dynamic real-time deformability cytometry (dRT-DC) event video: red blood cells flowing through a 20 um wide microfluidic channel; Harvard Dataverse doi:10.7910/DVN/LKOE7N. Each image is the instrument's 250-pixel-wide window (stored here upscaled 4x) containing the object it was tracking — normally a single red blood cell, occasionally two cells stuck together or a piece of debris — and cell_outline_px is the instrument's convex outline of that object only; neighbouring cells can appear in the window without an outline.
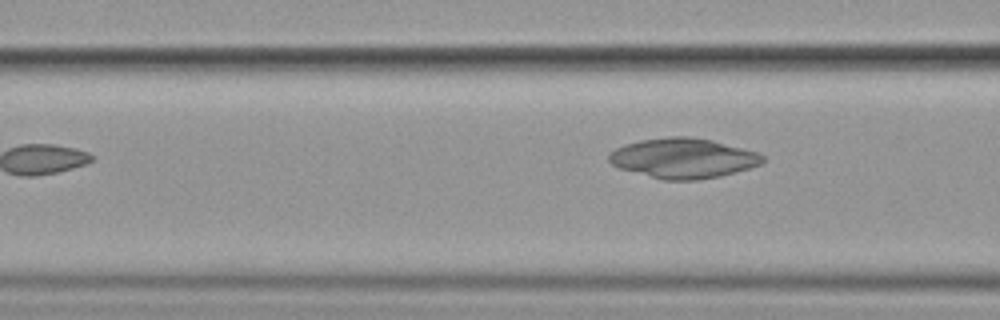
{"species": "common noctule bat (a hibernating species)", "species_latin": "Nyctalus noctula", "temperature_condition": "cold", "stored_images_in_passage": 6, "camera_frame_rate_fps": 3000, "um_per_image_px": 0.085, "animal": {"sex": "female", "body_mass_g": 19.9}, "frame": {"image": 1, "passage_image": 6, "time_ms": 6.333, "image_size_px": [1000, 320], "cell_outline_px": [[764, 160], [760, 164], [748, 168], [720, 176], [696, 180], [664, 180], [620, 168], [612, 164], [608, 160], [608, 152], [624, 144], [640, 140], [668, 136], [688, 136], [712, 140], [756, 152], [764, 156]], "centroid_in_image_um": [58.03, 13.44], "position_along_channel_um": 108.6, "area_um2": 35.6}}